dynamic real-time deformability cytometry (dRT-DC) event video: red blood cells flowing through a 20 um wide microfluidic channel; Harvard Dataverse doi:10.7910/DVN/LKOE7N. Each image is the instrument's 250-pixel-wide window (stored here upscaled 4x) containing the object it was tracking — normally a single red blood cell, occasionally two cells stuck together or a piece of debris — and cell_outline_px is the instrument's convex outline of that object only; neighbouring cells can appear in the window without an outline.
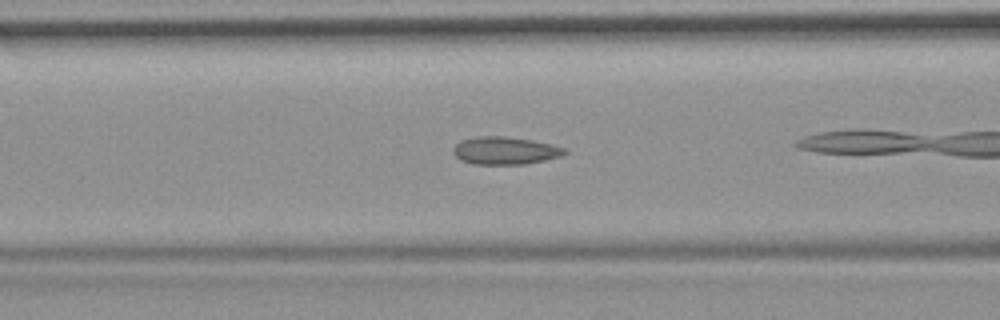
{"species": "common noctule bat (a hibernating species)", "species_latin": "Nyctalus noctula", "temperature_condition": "room temperature", "stored_images_in_passage": 36, "camera_frame_rate_fps": 3000, "um_per_image_px": 0.085, "animal": {"sex": "female", "body_mass_g": 19.9}, "frame": {"image": 1, "passage_image": 16, "time_ms": 5.0, "image_size_px": [1000, 320], "cell_outline_px": [[568, 152], [560, 156], [544, 160], [524, 164], [472, 164], [460, 160], [452, 152], [452, 148], [460, 140], [476, 136], [504, 136], [532, 140], [552, 144], [564, 148]], "centroid_in_image_um": [42.89, 12.79], "position_along_channel_um": 123.7, "area_um2": 18.03}}